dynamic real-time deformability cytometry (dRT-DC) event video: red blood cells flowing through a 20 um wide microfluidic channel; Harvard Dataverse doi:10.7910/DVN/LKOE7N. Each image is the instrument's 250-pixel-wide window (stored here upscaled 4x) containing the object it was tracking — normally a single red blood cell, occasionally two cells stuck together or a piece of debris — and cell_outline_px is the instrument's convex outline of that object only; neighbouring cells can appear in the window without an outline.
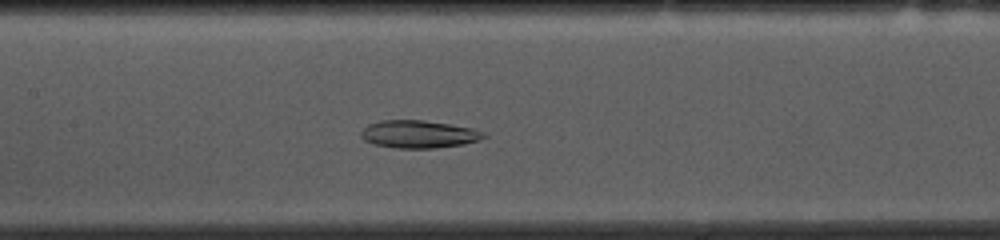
{"species": "common noctule bat (a hibernating species)", "species_latin": "Nyctalus noctula", "temperature_condition": "cold", "stored_images_in_passage": 53, "camera_frame_rate_fps": 3000, "um_per_image_px": 0.085, "animal": {"sex": "female", "body_mass_g": 10.0, "forearm_length_mm": 53.1}, "frame": {"image": 1, "passage_image": 24, "time_ms": 7.667, "image_size_px": [1000, 240], "cell_outline_px": [[488, 136], [480, 140], [464, 144], [436, 148], [396, 148], [376, 144], [364, 140], [360, 136], [360, 132], [368, 124], [380, 120], [424, 120], [472, 128], [484, 132]], "centroid_in_image_um": [35.6, 11.4], "position_along_channel_um": 171.8, "area_um2": 19.83}}
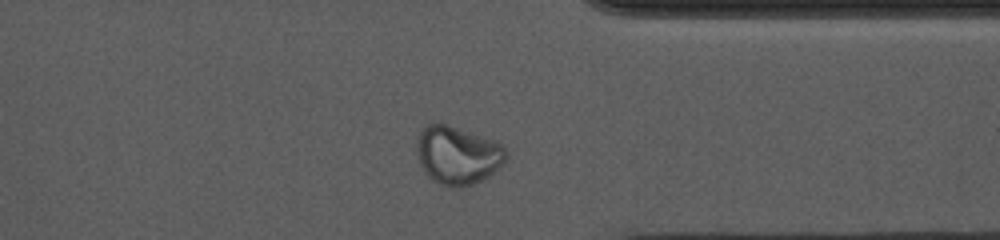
{"frame": {"image": 2, "passage_image": 41, "time_ms": 13.333, "image_size_px": [1000, 240], "cell_outline_px": [[508, 152], [504, 160], [488, 176], [472, 184], [460, 188], [452, 188], [440, 184], [432, 180], [428, 176], [420, 164], [416, 152], [416, 140], [420, 128], [428, 124], [448, 124], [496, 140]], "centroid_in_image_um": [38.85, 13.17], "position_along_channel_um": 372.6, "area_um2": 30.4}}
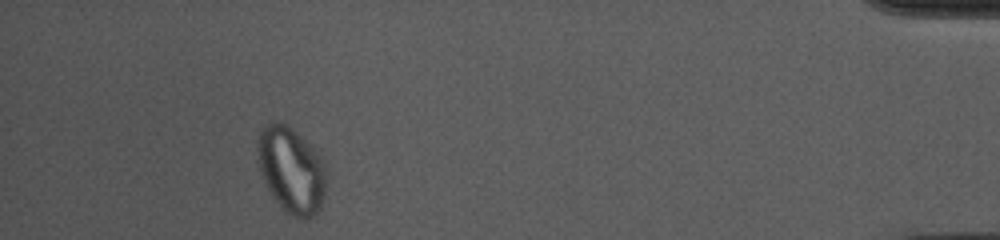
{"frame": {"image": 3, "passage_image": 49, "time_ms": 16.0, "image_size_px": [1000, 240], "cell_outline_px": [[328, 184], [320, 208], [312, 216], [300, 220], [292, 216], [272, 196], [264, 180], [260, 168], [256, 148], [256, 140], [260, 132], [268, 124], [276, 120], [280, 120], [292, 128], [312, 144], [328, 164]], "centroid_in_image_um": [24.83, 14.41], "position_along_channel_um": 410.4, "area_um2": 35.26}, "authors_computed_cell_mechanics": {"area_um2": 27.1082, "velocity_mm_per_s": 3.6471, "shape_relaxation_time_tau1_ms": null, "shape_relaxation_time_tau2_ms": 2.4455, "deformation_change_tau1": null, "deformation_change_tau2": 0.0652}}